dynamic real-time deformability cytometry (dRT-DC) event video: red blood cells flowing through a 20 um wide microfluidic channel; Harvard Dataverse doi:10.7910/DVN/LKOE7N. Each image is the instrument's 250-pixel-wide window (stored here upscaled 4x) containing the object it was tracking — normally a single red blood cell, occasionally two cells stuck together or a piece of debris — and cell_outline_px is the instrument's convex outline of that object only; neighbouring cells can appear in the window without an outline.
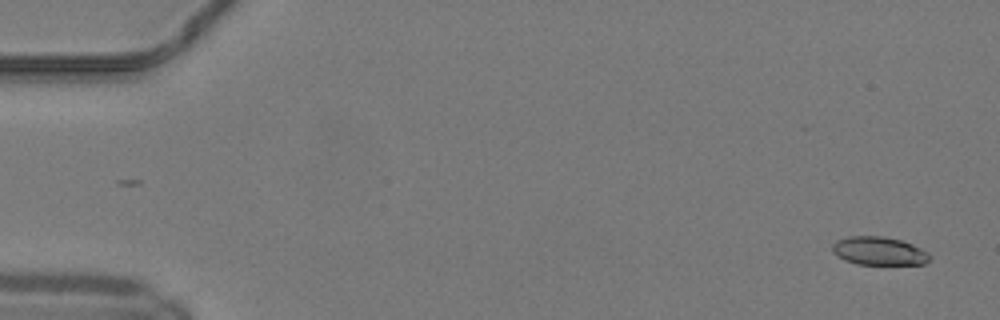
{"species": "common noctule bat (a hibernating species)", "species_latin": "Nyctalus noctula", "temperature_condition": "warm", "stored_images_in_passage": 51, "camera_frame_rate_fps": 3000, "um_per_image_px": 0.085, "animal": {"sex": "male", "body_mass_g": 19.2, "forearm_length_mm": 51.8}, "frame": {"image": 1, "passage_image": 3, "time_ms": 0.667, "image_size_px": [1000, 320], "cell_outline_px": [[932, 260], [924, 264], [856, 264], [844, 260], [836, 256], [832, 252], [832, 244], [836, 240], [848, 236], [884, 236], [900, 240], [912, 244], [928, 252], [932, 256]], "centroid_in_image_um": [74.71, 21.33], "position_along_channel_um": 10.3, "area_um2": 16.3}}
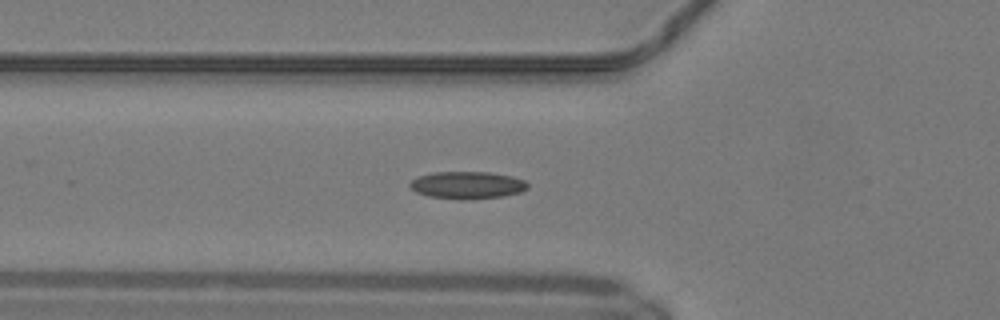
{"frame": {"image": 2, "passage_image": 19, "time_ms": 6.0, "image_size_px": [1000, 320], "cell_outline_px": [[528, 188], [520, 192], [504, 196], [464, 200], [456, 200], [428, 196], [416, 192], [408, 184], [416, 176], [432, 172], [488, 172], [512, 176], [524, 180], [528, 184]], "centroid_in_image_um": [39.69, 15.74], "position_along_channel_um": 86.1, "area_um2": 18.96}}
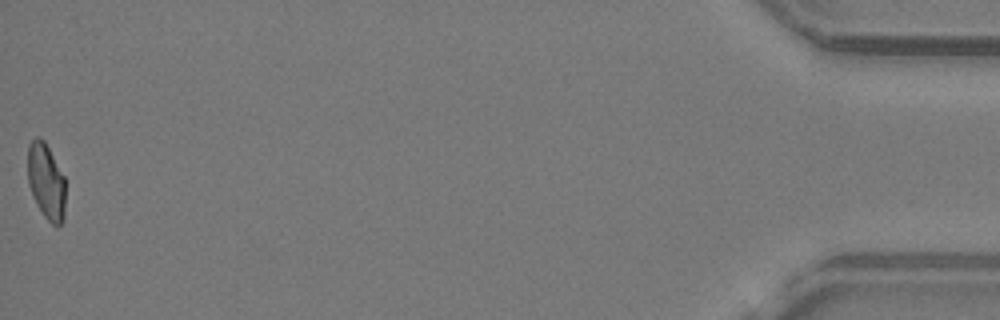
{"frame": {"image": 3, "passage_image": 51, "time_ms": 16.667, "image_size_px": [1000, 320], "cell_outline_px": [[64, 220], [60, 224], [52, 224], [44, 216], [36, 204], [28, 184], [28, 144], [36, 136], [40, 136], [44, 140], [64, 176]], "centroid_in_image_um": [3.9, 15.39], "position_along_channel_um": 431.3, "area_um2": 16.59}, "authors_computed_cell_mechanics": {"area_um2": 17.34, "velocity_mm_per_s": 4.1696, "shape_relaxation_time_tau1_ms": null, "shape_relaxation_time_tau2_ms": 2.3155, "deformation_change_tau1": null, "deformation_change_tau2": 0.0803}}